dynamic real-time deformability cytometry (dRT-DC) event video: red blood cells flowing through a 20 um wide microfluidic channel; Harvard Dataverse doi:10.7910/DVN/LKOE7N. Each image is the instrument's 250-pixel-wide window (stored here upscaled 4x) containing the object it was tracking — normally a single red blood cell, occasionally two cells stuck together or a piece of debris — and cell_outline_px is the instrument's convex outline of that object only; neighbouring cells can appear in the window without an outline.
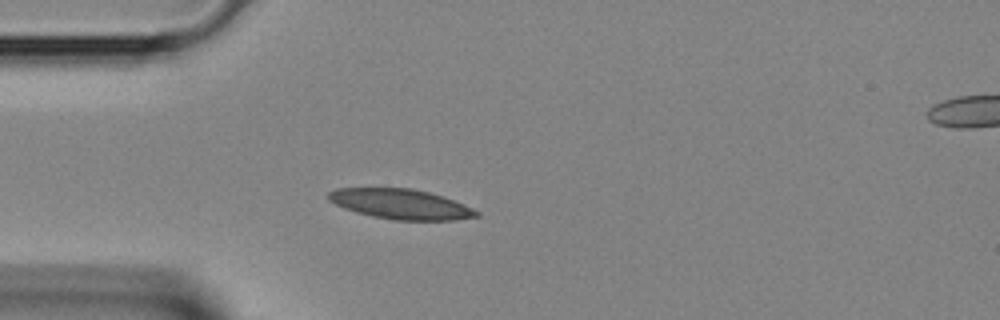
{"species": "Egyptian fruit bat (a non-hibernating species)", "species_latin": "Rousettus aegyptiacus", "temperature_condition": "room temperature", "stored_images_in_passage": 2, "camera_frame_rate_fps": 3000, "um_per_image_px": 0.085, "animal": {"sex": "female"}, "frame": {"image": 1, "passage_image": 2, "time_ms": 0.333, "image_size_px": [1000, 320], "cell_outline_px": [[480, 216], [456, 220], [396, 220], [372, 216], [356, 212], [344, 208], [328, 200], [328, 192], [336, 188], [412, 188], [444, 196], [464, 204], [480, 212]], "centroid_in_image_um": [34.08, 17.34], "position_along_channel_um": 50.9, "area_um2": 25.95}}